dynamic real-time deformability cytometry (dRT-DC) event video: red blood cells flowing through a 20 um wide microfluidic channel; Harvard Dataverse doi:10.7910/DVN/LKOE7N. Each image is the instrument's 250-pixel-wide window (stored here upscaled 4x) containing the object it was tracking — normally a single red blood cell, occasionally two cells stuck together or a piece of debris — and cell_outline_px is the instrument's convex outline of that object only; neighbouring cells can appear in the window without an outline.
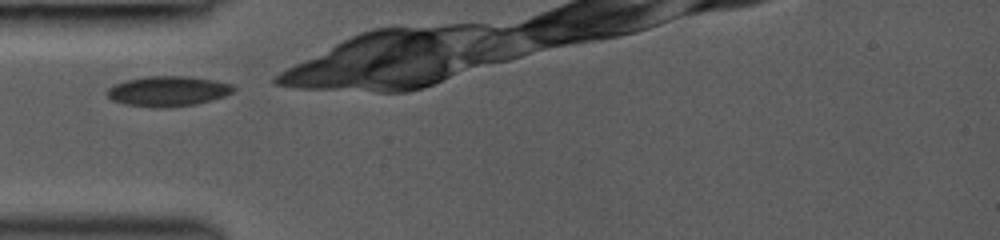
{"species": "common noctule bat (a hibernating species)", "species_latin": "Nyctalus noctula", "temperature_condition": "room temperature", "stored_images_in_passage": 26, "camera_frame_rate_fps": 3000, "um_per_image_px": 0.085, "animal": {"sex": "female", "body_mass_g": 19.0, "forearm_length_mm": 53.3}, "frame": {"image": 1, "passage_image": 1, "time_ms": 0.0, "image_size_px": [1000, 240], "cell_outline_px": [[236, 88], [232, 92], [224, 96], [212, 100], [196, 104], [164, 108], [152, 108], [124, 104], [112, 100], [108, 96], [108, 88], [124, 80], [148, 76], [188, 76], [212, 80], [232, 84]], "centroid_in_image_um": [14.27, 7.76], "position_along_channel_um": 70.7, "area_um2": 22.25}}
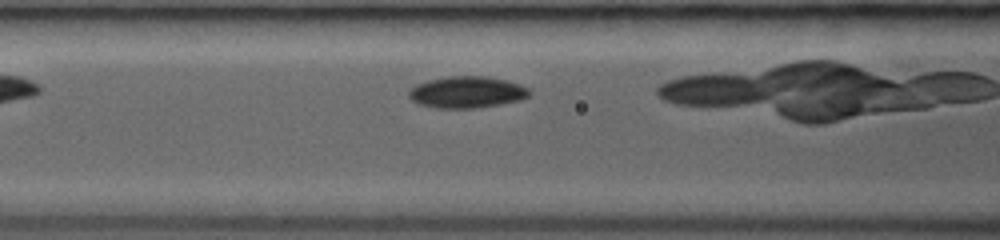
{"frame": {"image": 2, "passage_image": 5, "time_ms": 1.333, "image_size_px": [1000, 240], "cell_outline_px": [[532, 92], [528, 96], [520, 100], [480, 108], [436, 108], [416, 104], [408, 96], [408, 92], [416, 84], [428, 80], [448, 76], [488, 76], [508, 80], [520, 84], [528, 88]], "centroid_in_image_um": [39.69, 7.83], "position_along_channel_um": 126.9, "area_um2": 22.48}}
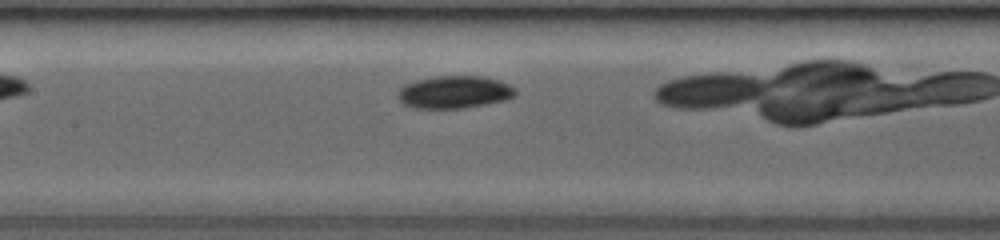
{"frame": {"image": 3, "passage_image": 8, "time_ms": 2.333, "image_size_px": [1000, 240], "cell_outline_px": [[516, 96], [504, 100], [464, 108], [416, 108], [404, 104], [396, 96], [400, 88], [404, 84], [416, 80], [432, 76], [484, 76], [508, 84], [516, 88]], "centroid_in_image_um": [38.6, 7.82], "position_along_channel_um": 168.8, "area_um2": 22.31}}